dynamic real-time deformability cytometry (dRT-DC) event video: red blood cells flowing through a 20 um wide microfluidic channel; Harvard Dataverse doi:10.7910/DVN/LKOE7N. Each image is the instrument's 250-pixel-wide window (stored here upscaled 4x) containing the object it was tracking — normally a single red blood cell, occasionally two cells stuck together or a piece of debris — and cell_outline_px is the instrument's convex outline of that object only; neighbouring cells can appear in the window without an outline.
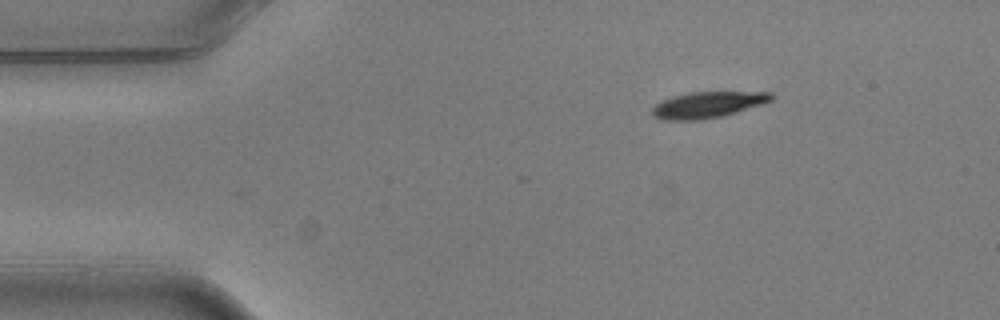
{"species": "common noctule bat (a hibernating species)", "species_latin": "Nyctalus noctula", "temperature_condition": "warm", "stored_images_in_passage": 4, "segment_of_instrument_passage": [1, 2], "camera_frame_rate_fps": 3000, "um_per_image_px": 0.085, "animal": {"sex": "male", "body_mass_g": 20.5, "forearm_length_mm": 52.5}, "frame": {"image": 1, "passage_image": 1, "time_ms": 0.0, "image_size_px": [1000, 320], "cell_outline_px": [[776, 96], [772, 100], [764, 104], [724, 116], [700, 120], [660, 120], [652, 116], [652, 108], [656, 104], [672, 96], [688, 92], [772, 92]], "centroid_in_image_um": [60.18, 8.91], "position_along_channel_um": 24.8, "area_um2": 18.44}}